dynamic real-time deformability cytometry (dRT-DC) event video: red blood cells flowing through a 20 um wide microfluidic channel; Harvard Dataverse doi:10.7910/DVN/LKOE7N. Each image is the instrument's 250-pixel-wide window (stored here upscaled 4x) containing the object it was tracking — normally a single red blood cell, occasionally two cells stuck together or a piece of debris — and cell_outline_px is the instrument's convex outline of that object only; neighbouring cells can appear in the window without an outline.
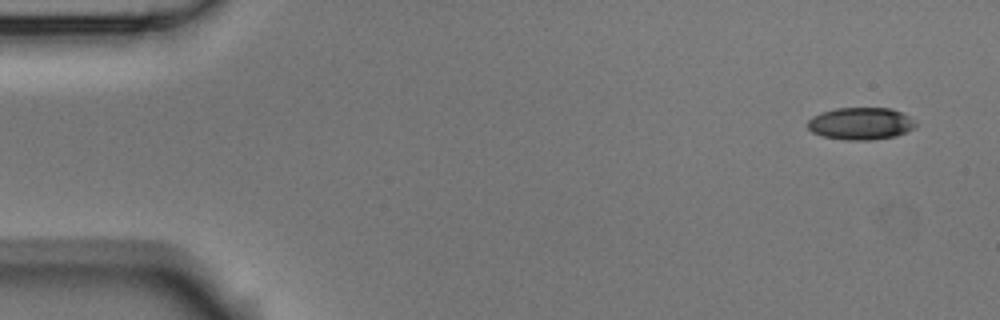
{"species": "Egyptian fruit bat (a non-hibernating species)", "species_latin": "Rousettus aegyptiacus", "temperature_condition": "room temperature", "stored_images_in_passage": 5, "camera_frame_rate_fps": 3000, "um_per_image_px": 0.085, "animal": {"sex": "male"}, "frame": {"image": 1, "passage_image": 1, "time_ms": 0.0, "image_size_px": [1000, 320], "cell_outline_px": [[916, 128], [896, 136], [872, 140], [844, 140], [824, 136], [812, 132], [808, 128], [808, 120], [812, 116], [820, 112], [836, 108], [892, 108], [908, 116], [916, 124]], "centroid_in_image_um": [73.15, 10.5], "position_along_channel_um": 11.8, "area_um2": 20.35}}
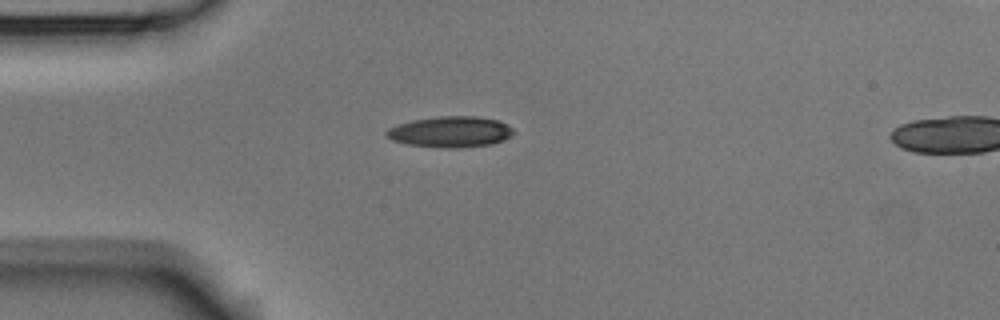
{"frame": {"image": 2, "passage_image": 4, "time_ms": 1.0, "image_size_px": [1000, 320], "cell_outline_px": [[516, 132], [512, 136], [504, 140], [492, 144], [460, 148], [440, 148], [408, 144], [392, 140], [384, 132], [388, 128], [412, 120], [436, 116], [476, 116], [496, 120], [508, 124]], "centroid_in_image_um": [38.32, 11.21], "position_along_channel_um": 46.7, "area_um2": 23.06}}